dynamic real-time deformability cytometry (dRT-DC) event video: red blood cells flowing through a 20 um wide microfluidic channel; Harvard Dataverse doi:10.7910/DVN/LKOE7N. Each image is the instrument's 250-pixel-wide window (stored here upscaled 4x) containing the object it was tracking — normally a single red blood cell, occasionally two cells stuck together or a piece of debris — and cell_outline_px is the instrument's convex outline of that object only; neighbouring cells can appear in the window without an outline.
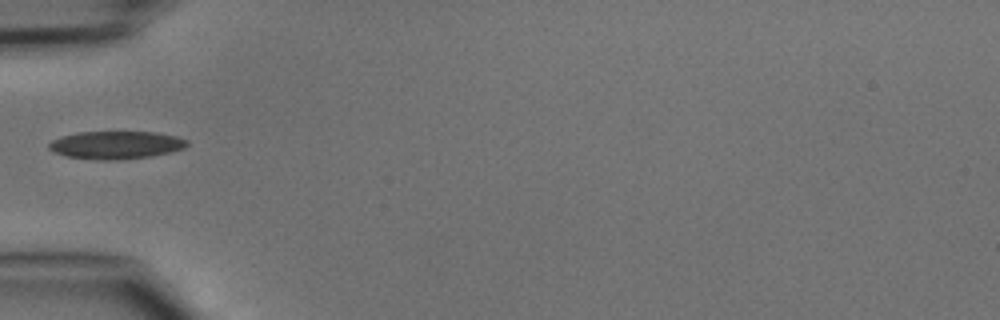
{"species": "common noctule bat (a hibernating species)", "species_latin": "Nyctalus noctula", "temperature_condition": "cold", "stored_images_in_passage": 27, "camera_frame_rate_fps": 3000, "um_per_image_px": 0.085, "animal": {"sex": "male", "body_mass_g": 15.6}, "frame": {"image": 1, "passage_image": 1, "time_ms": 0.0, "image_size_px": [1000, 320], "cell_outline_px": [[188, 144], [184, 148], [152, 156], [116, 160], [100, 160], [68, 156], [52, 152], [48, 148], [48, 144], [52, 140], [60, 136], [76, 132], [156, 132], [176, 136], [188, 140]], "centroid_in_image_um": [9.83, 12.32], "position_along_channel_um": 75.2, "area_um2": 22.43}}